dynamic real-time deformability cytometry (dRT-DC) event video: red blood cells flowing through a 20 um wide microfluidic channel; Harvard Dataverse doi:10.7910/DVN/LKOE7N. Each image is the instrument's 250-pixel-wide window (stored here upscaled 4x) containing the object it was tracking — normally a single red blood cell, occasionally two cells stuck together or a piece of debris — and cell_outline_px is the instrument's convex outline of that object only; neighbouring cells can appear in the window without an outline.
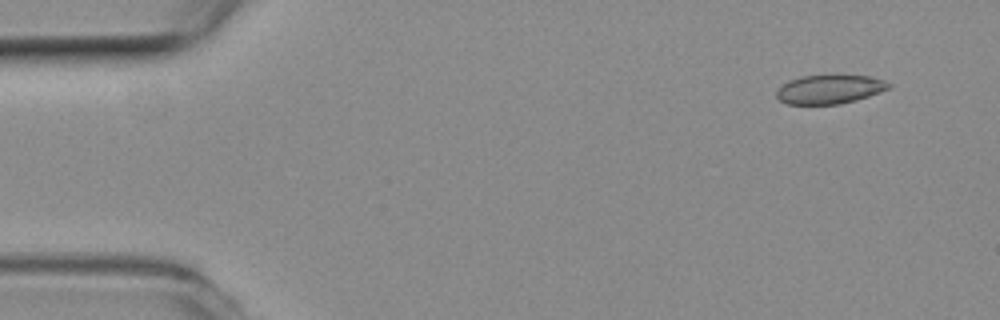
{"species": "common noctule bat (a hibernating species)", "species_latin": "Nyctalus noctula", "temperature_condition": "room temperature", "stored_images_in_passage": 4, "camera_frame_rate_fps": 3000, "um_per_image_px": 0.085, "animal": {"sex": "female", "body_mass_g": 19.3, "forearm_length_mm": 54.1}, "frame": {"image": 1, "passage_image": 1, "time_ms": 0.0, "image_size_px": [1000, 320], "cell_outline_px": [[892, 84], [888, 88], [868, 96], [856, 100], [840, 104], [788, 104], [780, 100], [776, 96], [776, 92], [788, 80], [800, 76], [832, 72], [872, 76], [884, 80]], "centroid_in_image_um": [70.53, 7.53], "position_along_channel_um": 14.5, "area_um2": 19.65}}